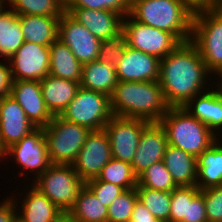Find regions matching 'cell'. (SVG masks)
Listing matches in <instances>:
<instances>
[{"instance_id": "cell-1", "label": "cell", "mask_w": 222, "mask_h": 222, "mask_svg": "<svg viewBox=\"0 0 222 222\" xmlns=\"http://www.w3.org/2000/svg\"><path fill=\"white\" fill-rule=\"evenodd\" d=\"M207 73L210 71L191 40L181 42L166 57L160 59L158 81L168 105L190 110L193 98L205 84Z\"/></svg>"}, {"instance_id": "cell-2", "label": "cell", "mask_w": 222, "mask_h": 222, "mask_svg": "<svg viewBox=\"0 0 222 222\" xmlns=\"http://www.w3.org/2000/svg\"><path fill=\"white\" fill-rule=\"evenodd\" d=\"M112 114L120 117L159 122L168 105L159 81H118L110 96Z\"/></svg>"}, {"instance_id": "cell-3", "label": "cell", "mask_w": 222, "mask_h": 222, "mask_svg": "<svg viewBox=\"0 0 222 222\" xmlns=\"http://www.w3.org/2000/svg\"><path fill=\"white\" fill-rule=\"evenodd\" d=\"M195 7L188 0H135L131 19L172 33L180 42L192 40ZM133 16V17H132Z\"/></svg>"}, {"instance_id": "cell-4", "label": "cell", "mask_w": 222, "mask_h": 222, "mask_svg": "<svg viewBox=\"0 0 222 222\" xmlns=\"http://www.w3.org/2000/svg\"><path fill=\"white\" fill-rule=\"evenodd\" d=\"M159 123L165 130L168 145L180 148L195 158L216 141L213 131L184 107H170Z\"/></svg>"}, {"instance_id": "cell-5", "label": "cell", "mask_w": 222, "mask_h": 222, "mask_svg": "<svg viewBox=\"0 0 222 222\" xmlns=\"http://www.w3.org/2000/svg\"><path fill=\"white\" fill-rule=\"evenodd\" d=\"M191 40L209 71L222 68V14L209 6L195 7Z\"/></svg>"}, {"instance_id": "cell-6", "label": "cell", "mask_w": 222, "mask_h": 222, "mask_svg": "<svg viewBox=\"0 0 222 222\" xmlns=\"http://www.w3.org/2000/svg\"><path fill=\"white\" fill-rule=\"evenodd\" d=\"M47 152L52 164L72 165L90 130L56 115L43 128Z\"/></svg>"}, {"instance_id": "cell-7", "label": "cell", "mask_w": 222, "mask_h": 222, "mask_svg": "<svg viewBox=\"0 0 222 222\" xmlns=\"http://www.w3.org/2000/svg\"><path fill=\"white\" fill-rule=\"evenodd\" d=\"M34 185L48 197L62 212H68L85 182L79 177L73 165L51 164Z\"/></svg>"}, {"instance_id": "cell-8", "label": "cell", "mask_w": 222, "mask_h": 222, "mask_svg": "<svg viewBox=\"0 0 222 222\" xmlns=\"http://www.w3.org/2000/svg\"><path fill=\"white\" fill-rule=\"evenodd\" d=\"M60 116L69 122L87 127L90 131L104 129L113 116L110 97L102 92L80 87Z\"/></svg>"}, {"instance_id": "cell-9", "label": "cell", "mask_w": 222, "mask_h": 222, "mask_svg": "<svg viewBox=\"0 0 222 222\" xmlns=\"http://www.w3.org/2000/svg\"><path fill=\"white\" fill-rule=\"evenodd\" d=\"M149 121L113 115L104 130L108 135L112 158L131 164L141 133Z\"/></svg>"}, {"instance_id": "cell-10", "label": "cell", "mask_w": 222, "mask_h": 222, "mask_svg": "<svg viewBox=\"0 0 222 222\" xmlns=\"http://www.w3.org/2000/svg\"><path fill=\"white\" fill-rule=\"evenodd\" d=\"M111 159V146L105 130H91L72 165L79 177L87 182L97 178Z\"/></svg>"}, {"instance_id": "cell-11", "label": "cell", "mask_w": 222, "mask_h": 222, "mask_svg": "<svg viewBox=\"0 0 222 222\" xmlns=\"http://www.w3.org/2000/svg\"><path fill=\"white\" fill-rule=\"evenodd\" d=\"M122 27L128 36V46L162 59L181 42L172 34L136 20H126Z\"/></svg>"}, {"instance_id": "cell-12", "label": "cell", "mask_w": 222, "mask_h": 222, "mask_svg": "<svg viewBox=\"0 0 222 222\" xmlns=\"http://www.w3.org/2000/svg\"><path fill=\"white\" fill-rule=\"evenodd\" d=\"M58 39L71 49L82 65L98 60L101 40L66 11L59 20Z\"/></svg>"}, {"instance_id": "cell-13", "label": "cell", "mask_w": 222, "mask_h": 222, "mask_svg": "<svg viewBox=\"0 0 222 222\" xmlns=\"http://www.w3.org/2000/svg\"><path fill=\"white\" fill-rule=\"evenodd\" d=\"M9 61L13 80L41 81L49 74V46L25 41Z\"/></svg>"}, {"instance_id": "cell-14", "label": "cell", "mask_w": 222, "mask_h": 222, "mask_svg": "<svg viewBox=\"0 0 222 222\" xmlns=\"http://www.w3.org/2000/svg\"><path fill=\"white\" fill-rule=\"evenodd\" d=\"M37 128L11 96L0 100V149L4 152Z\"/></svg>"}, {"instance_id": "cell-15", "label": "cell", "mask_w": 222, "mask_h": 222, "mask_svg": "<svg viewBox=\"0 0 222 222\" xmlns=\"http://www.w3.org/2000/svg\"><path fill=\"white\" fill-rule=\"evenodd\" d=\"M10 96L36 128H45L53 119L43 99L40 81L13 80Z\"/></svg>"}, {"instance_id": "cell-16", "label": "cell", "mask_w": 222, "mask_h": 222, "mask_svg": "<svg viewBox=\"0 0 222 222\" xmlns=\"http://www.w3.org/2000/svg\"><path fill=\"white\" fill-rule=\"evenodd\" d=\"M168 146L164 128L159 122H150L142 131L139 145L131 162L138 177L152 164L162 161Z\"/></svg>"}, {"instance_id": "cell-17", "label": "cell", "mask_w": 222, "mask_h": 222, "mask_svg": "<svg viewBox=\"0 0 222 222\" xmlns=\"http://www.w3.org/2000/svg\"><path fill=\"white\" fill-rule=\"evenodd\" d=\"M115 69L118 81H158L160 59L128 46Z\"/></svg>"}, {"instance_id": "cell-18", "label": "cell", "mask_w": 222, "mask_h": 222, "mask_svg": "<svg viewBox=\"0 0 222 222\" xmlns=\"http://www.w3.org/2000/svg\"><path fill=\"white\" fill-rule=\"evenodd\" d=\"M3 153L4 155L13 154L17 163H20L26 170L37 168V176H40L52 164L47 152L43 128H37Z\"/></svg>"}, {"instance_id": "cell-19", "label": "cell", "mask_w": 222, "mask_h": 222, "mask_svg": "<svg viewBox=\"0 0 222 222\" xmlns=\"http://www.w3.org/2000/svg\"><path fill=\"white\" fill-rule=\"evenodd\" d=\"M65 11L100 40L108 39L123 25L122 15L113 11L86 8H65Z\"/></svg>"}, {"instance_id": "cell-20", "label": "cell", "mask_w": 222, "mask_h": 222, "mask_svg": "<svg viewBox=\"0 0 222 222\" xmlns=\"http://www.w3.org/2000/svg\"><path fill=\"white\" fill-rule=\"evenodd\" d=\"M43 99L53 116L61 115L77 94L79 82L57 78L48 74L40 81Z\"/></svg>"}, {"instance_id": "cell-21", "label": "cell", "mask_w": 222, "mask_h": 222, "mask_svg": "<svg viewBox=\"0 0 222 222\" xmlns=\"http://www.w3.org/2000/svg\"><path fill=\"white\" fill-rule=\"evenodd\" d=\"M165 167L177 186H194L197 180V158L184 150L168 145L163 156Z\"/></svg>"}, {"instance_id": "cell-22", "label": "cell", "mask_w": 222, "mask_h": 222, "mask_svg": "<svg viewBox=\"0 0 222 222\" xmlns=\"http://www.w3.org/2000/svg\"><path fill=\"white\" fill-rule=\"evenodd\" d=\"M25 41L50 46L58 39L60 17L18 15Z\"/></svg>"}, {"instance_id": "cell-23", "label": "cell", "mask_w": 222, "mask_h": 222, "mask_svg": "<svg viewBox=\"0 0 222 222\" xmlns=\"http://www.w3.org/2000/svg\"><path fill=\"white\" fill-rule=\"evenodd\" d=\"M49 51V74L80 83L82 64L76 59L71 49L60 39H57L49 46Z\"/></svg>"}, {"instance_id": "cell-24", "label": "cell", "mask_w": 222, "mask_h": 222, "mask_svg": "<svg viewBox=\"0 0 222 222\" xmlns=\"http://www.w3.org/2000/svg\"><path fill=\"white\" fill-rule=\"evenodd\" d=\"M117 82L116 69L109 63L96 60L82 65V88L102 92L110 97Z\"/></svg>"}, {"instance_id": "cell-25", "label": "cell", "mask_w": 222, "mask_h": 222, "mask_svg": "<svg viewBox=\"0 0 222 222\" xmlns=\"http://www.w3.org/2000/svg\"><path fill=\"white\" fill-rule=\"evenodd\" d=\"M23 205V215L17 222H55L63 213L48 197L33 186Z\"/></svg>"}, {"instance_id": "cell-26", "label": "cell", "mask_w": 222, "mask_h": 222, "mask_svg": "<svg viewBox=\"0 0 222 222\" xmlns=\"http://www.w3.org/2000/svg\"><path fill=\"white\" fill-rule=\"evenodd\" d=\"M197 176L203 181L196 182L200 190L222 186V146L214 142L197 157Z\"/></svg>"}, {"instance_id": "cell-27", "label": "cell", "mask_w": 222, "mask_h": 222, "mask_svg": "<svg viewBox=\"0 0 222 222\" xmlns=\"http://www.w3.org/2000/svg\"><path fill=\"white\" fill-rule=\"evenodd\" d=\"M68 213L79 222H107L108 207L85 185Z\"/></svg>"}, {"instance_id": "cell-28", "label": "cell", "mask_w": 222, "mask_h": 222, "mask_svg": "<svg viewBox=\"0 0 222 222\" xmlns=\"http://www.w3.org/2000/svg\"><path fill=\"white\" fill-rule=\"evenodd\" d=\"M25 42L18 15L13 10L0 14V54L10 59Z\"/></svg>"}, {"instance_id": "cell-29", "label": "cell", "mask_w": 222, "mask_h": 222, "mask_svg": "<svg viewBox=\"0 0 222 222\" xmlns=\"http://www.w3.org/2000/svg\"><path fill=\"white\" fill-rule=\"evenodd\" d=\"M204 123L211 131L222 127V93L220 90L207 92L197 99L194 111L187 110Z\"/></svg>"}, {"instance_id": "cell-30", "label": "cell", "mask_w": 222, "mask_h": 222, "mask_svg": "<svg viewBox=\"0 0 222 222\" xmlns=\"http://www.w3.org/2000/svg\"><path fill=\"white\" fill-rule=\"evenodd\" d=\"M98 180L121 186L124 190L136 188L137 176L130 163L112 158L97 176Z\"/></svg>"}, {"instance_id": "cell-31", "label": "cell", "mask_w": 222, "mask_h": 222, "mask_svg": "<svg viewBox=\"0 0 222 222\" xmlns=\"http://www.w3.org/2000/svg\"><path fill=\"white\" fill-rule=\"evenodd\" d=\"M17 15H43L61 17L65 0H8Z\"/></svg>"}, {"instance_id": "cell-32", "label": "cell", "mask_w": 222, "mask_h": 222, "mask_svg": "<svg viewBox=\"0 0 222 222\" xmlns=\"http://www.w3.org/2000/svg\"><path fill=\"white\" fill-rule=\"evenodd\" d=\"M138 199L157 219L169 222L171 192L136 187Z\"/></svg>"}, {"instance_id": "cell-33", "label": "cell", "mask_w": 222, "mask_h": 222, "mask_svg": "<svg viewBox=\"0 0 222 222\" xmlns=\"http://www.w3.org/2000/svg\"><path fill=\"white\" fill-rule=\"evenodd\" d=\"M136 187L171 192L177 185L162 160L152 164L137 177Z\"/></svg>"}, {"instance_id": "cell-34", "label": "cell", "mask_w": 222, "mask_h": 222, "mask_svg": "<svg viewBox=\"0 0 222 222\" xmlns=\"http://www.w3.org/2000/svg\"><path fill=\"white\" fill-rule=\"evenodd\" d=\"M128 48V36L122 27L106 40H101L98 60L116 68Z\"/></svg>"}, {"instance_id": "cell-35", "label": "cell", "mask_w": 222, "mask_h": 222, "mask_svg": "<svg viewBox=\"0 0 222 222\" xmlns=\"http://www.w3.org/2000/svg\"><path fill=\"white\" fill-rule=\"evenodd\" d=\"M200 189L194 186H177L171 191L169 222H188L189 201Z\"/></svg>"}, {"instance_id": "cell-36", "label": "cell", "mask_w": 222, "mask_h": 222, "mask_svg": "<svg viewBox=\"0 0 222 222\" xmlns=\"http://www.w3.org/2000/svg\"><path fill=\"white\" fill-rule=\"evenodd\" d=\"M137 200L136 188L123 191L108 207L107 222H130Z\"/></svg>"}, {"instance_id": "cell-37", "label": "cell", "mask_w": 222, "mask_h": 222, "mask_svg": "<svg viewBox=\"0 0 222 222\" xmlns=\"http://www.w3.org/2000/svg\"><path fill=\"white\" fill-rule=\"evenodd\" d=\"M65 8L108 10L124 18L130 15L131 3L130 0H65Z\"/></svg>"}, {"instance_id": "cell-38", "label": "cell", "mask_w": 222, "mask_h": 222, "mask_svg": "<svg viewBox=\"0 0 222 222\" xmlns=\"http://www.w3.org/2000/svg\"><path fill=\"white\" fill-rule=\"evenodd\" d=\"M206 205L208 222H222V186L200 190Z\"/></svg>"}, {"instance_id": "cell-39", "label": "cell", "mask_w": 222, "mask_h": 222, "mask_svg": "<svg viewBox=\"0 0 222 222\" xmlns=\"http://www.w3.org/2000/svg\"><path fill=\"white\" fill-rule=\"evenodd\" d=\"M85 185L95 194V196L104 203V206L109 207L112 201L118 197L123 191L121 186L113 183L98 180L97 178L88 180Z\"/></svg>"}, {"instance_id": "cell-40", "label": "cell", "mask_w": 222, "mask_h": 222, "mask_svg": "<svg viewBox=\"0 0 222 222\" xmlns=\"http://www.w3.org/2000/svg\"><path fill=\"white\" fill-rule=\"evenodd\" d=\"M188 222H208L206 205L201 191L189 201Z\"/></svg>"}, {"instance_id": "cell-41", "label": "cell", "mask_w": 222, "mask_h": 222, "mask_svg": "<svg viewBox=\"0 0 222 222\" xmlns=\"http://www.w3.org/2000/svg\"><path fill=\"white\" fill-rule=\"evenodd\" d=\"M130 222H163L154 217L151 212L138 199L131 214Z\"/></svg>"}, {"instance_id": "cell-42", "label": "cell", "mask_w": 222, "mask_h": 222, "mask_svg": "<svg viewBox=\"0 0 222 222\" xmlns=\"http://www.w3.org/2000/svg\"><path fill=\"white\" fill-rule=\"evenodd\" d=\"M12 82L10 68L0 63V98L10 96Z\"/></svg>"}, {"instance_id": "cell-43", "label": "cell", "mask_w": 222, "mask_h": 222, "mask_svg": "<svg viewBox=\"0 0 222 222\" xmlns=\"http://www.w3.org/2000/svg\"><path fill=\"white\" fill-rule=\"evenodd\" d=\"M15 206L12 200H7L0 205V222H17V215L14 210Z\"/></svg>"}, {"instance_id": "cell-44", "label": "cell", "mask_w": 222, "mask_h": 222, "mask_svg": "<svg viewBox=\"0 0 222 222\" xmlns=\"http://www.w3.org/2000/svg\"><path fill=\"white\" fill-rule=\"evenodd\" d=\"M55 222H79L73 216H71L68 212H63Z\"/></svg>"}, {"instance_id": "cell-45", "label": "cell", "mask_w": 222, "mask_h": 222, "mask_svg": "<svg viewBox=\"0 0 222 222\" xmlns=\"http://www.w3.org/2000/svg\"><path fill=\"white\" fill-rule=\"evenodd\" d=\"M208 6L219 14H222V0H213Z\"/></svg>"}, {"instance_id": "cell-46", "label": "cell", "mask_w": 222, "mask_h": 222, "mask_svg": "<svg viewBox=\"0 0 222 222\" xmlns=\"http://www.w3.org/2000/svg\"><path fill=\"white\" fill-rule=\"evenodd\" d=\"M194 7L208 6L213 0H188Z\"/></svg>"}, {"instance_id": "cell-47", "label": "cell", "mask_w": 222, "mask_h": 222, "mask_svg": "<svg viewBox=\"0 0 222 222\" xmlns=\"http://www.w3.org/2000/svg\"><path fill=\"white\" fill-rule=\"evenodd\" d=\"M3 1L4 0H0V14L3 12V6L2 5H4L3 4ZM7 1V0H6Z\"/></svg>"}, {"instance_id": "cell-48", "label": "cell", "mask_w": 222, "mask_h": 222, "mask_svg": "<svg viewBox=\"0 0 222 222\" xmlns=\"http://www.w3.org/2000/svg\"><path fill=\"white\" fill-rule=\"evenodd\" d=\"M218 73L220 74V77H222V68L217 72V74ZM221 83H220V91L222 92V85H221Z\"/></svg>"}, {"instance_id": "cell-49", "label": "cell", "mask_w": 222, "mask_h": 222, "mask_svg": "<svg viewBox=\"0 0 222 222\" xmlns=\"http://www.w3.org/2000/svg\"><path fill=\"white\" fill-rule=\"evenodd\" d=\"M2 155L4 156L3 151L0 149V157H2Z\"/></svg>"}]
</instances>
